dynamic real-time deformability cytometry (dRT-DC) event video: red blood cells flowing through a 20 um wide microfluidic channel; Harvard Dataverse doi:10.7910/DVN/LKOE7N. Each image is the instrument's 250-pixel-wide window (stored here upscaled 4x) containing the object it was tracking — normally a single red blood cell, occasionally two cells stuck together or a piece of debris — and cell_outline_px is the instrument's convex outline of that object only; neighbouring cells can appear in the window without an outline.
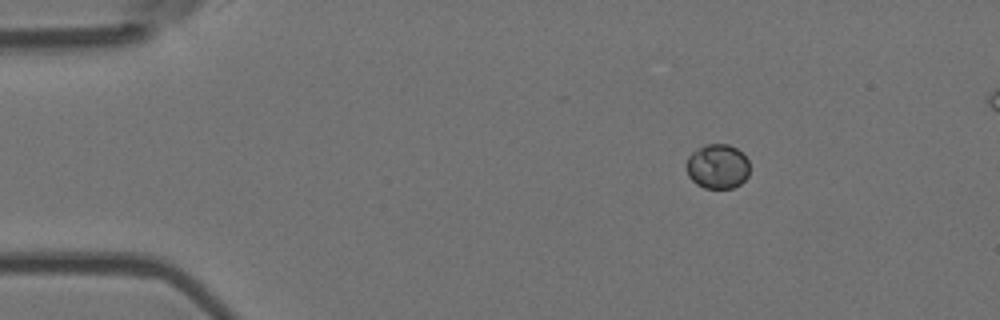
{"species": "Egyptian fruit bat (a non-hibernating species)", "species_latin": "Rousettus aegyptiacus", "temperature_condition": "room temperature", "stored_images_in_passage": 5, "camera_frame_rate_fps": 3000, "um_per_image_px": 0.085, "animal": {"sex": "female"}, "frame": {"image": 1, "passage_image": 2, "time_ms": 0.333, "image_size_px": [1000, 320], "cell_outline_px": [[748, 176], [740, 184], [732, 188], [704, 188], [696, 184], [688, 176], [688, 156], [692, 152], [704, 144], [728, 144], [736, 148], [748, 160]], "centroid_in_image_um": [60.99, 14.15], "position_along_channel_um": 24.0, "area_um2": 16.3}}